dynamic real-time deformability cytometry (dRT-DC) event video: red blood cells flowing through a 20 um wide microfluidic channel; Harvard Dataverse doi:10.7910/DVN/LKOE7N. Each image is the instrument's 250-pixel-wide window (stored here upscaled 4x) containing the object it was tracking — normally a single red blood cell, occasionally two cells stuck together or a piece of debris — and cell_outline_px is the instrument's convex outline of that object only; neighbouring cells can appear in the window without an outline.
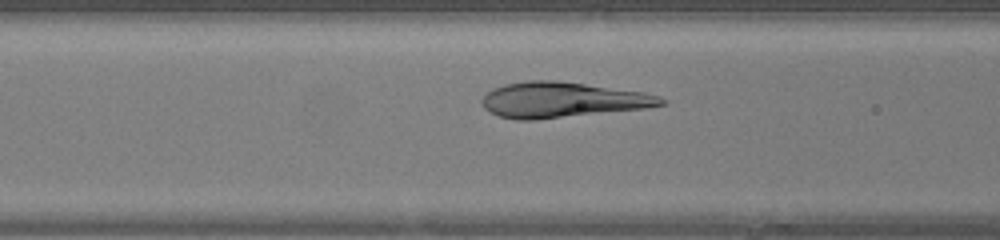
{"species": "human", "species_latin": "Homo sapiens", "temperature_condition": "warm", "stored_images_in_passage": 36, "camera_frame_rate_fps": 3000, "um_per_image_px": 0.085, "donor": {"sex": "female"}, "frame": {"image": 1, "passage_image": 12, "time_ms": 3.667, "image_size_px": [1000, 240], "cell_outline_px": [[668, 104], [648, 108], [532, 120], [516, 120], [500, 116], [484, 108], [480, 100], [492, 88], [504, 84], [528, 80], [556, 80], [644, 92], [660, 96], [668, 100]], "centroid_in_image_um": [47.83, 8.48], "position_along_channel_um": 118.8, "area_um2": 37.11}}
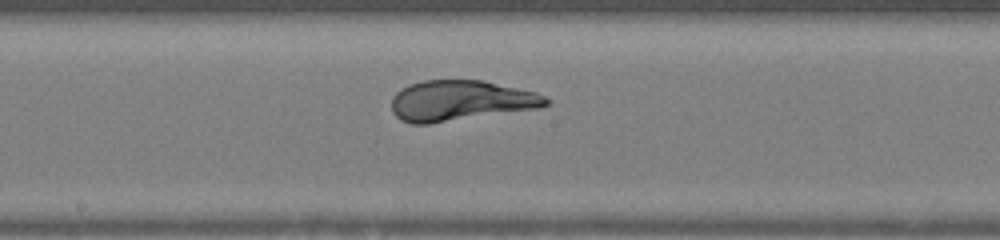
{"frame": {"image": 2, "passage_image": 18, "time_ms": 5.667, "image_size_px": [1000, 240], "cell_outline_px": [[552, 100], [548, 104], [540, 108], [428, 124], [412, 124], [400, 120], [392, 112], [392, 96], [400, 88], [408, 84], [424, 80], [484, 80], [536, 92]], "centroid_in_image_um": [39.14, 8.55], "position_along_channel_um": 209.1, "area_um2": 36.7}}
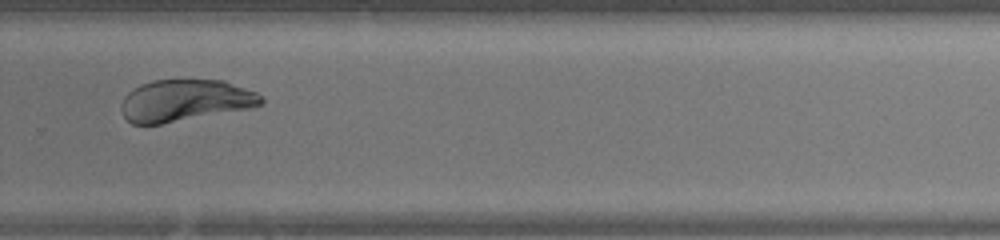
{"frame": {"image": 3, "passage_image": 25, "time_ms": 8.0, "image_size_px": [1000, 240], "cell_outline_px": [[264, 104], [248, 108], [160, 124], [132, 124], [124, 116], [120, 108], [120, 104], [124, 96], [128, 92], [140, 84], [152, 80], [224, 80], [256, 92], [264, 100]], "centroid_in_image_um": [15.69, 8.53], "position_along_channel_um": 314.1, "area_um2": 33.87}}